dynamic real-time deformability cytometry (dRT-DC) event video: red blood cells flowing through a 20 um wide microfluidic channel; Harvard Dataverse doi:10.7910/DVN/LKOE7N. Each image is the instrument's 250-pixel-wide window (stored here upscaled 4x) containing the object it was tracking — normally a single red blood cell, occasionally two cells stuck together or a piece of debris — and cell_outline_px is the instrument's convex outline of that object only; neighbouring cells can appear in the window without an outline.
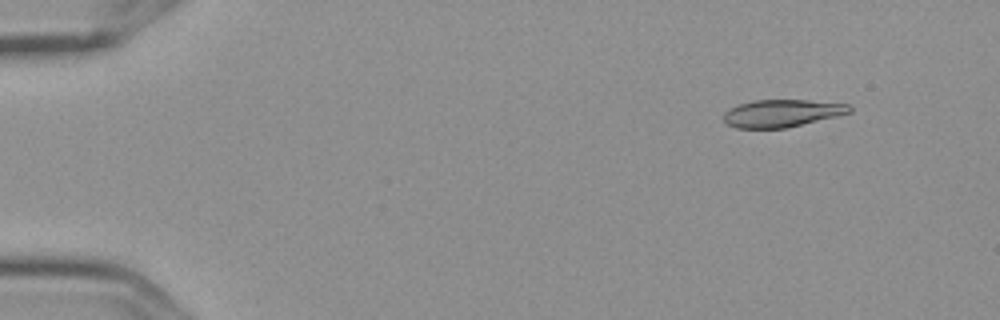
{"species": "Egyptian fruit bat (a non-hibernating species)", "species_latin": "Rousettus aegyptiacus", "temperature_condition": "cold", "stored_images_in_passage": 4, "camera_frame_rate_fps": 3000, "um_per_image_px": 0.085, "frame": {"image": 1, "passage_image": 2, "time_ms": 0.333, "image_size_px": [1000, 320], "cell_outline_px": [[852, 112], [836, 116], [784, 128], [736, 128], [728, 124], [724, 120], [724, 112], [728, 108], [752, 100], [808, 100], [848, 104], [852, 108]], "centroid_in_image_um": [66.44, 9.62], "position_along_channel_um": 18.6, "area_um2": 20.0}}